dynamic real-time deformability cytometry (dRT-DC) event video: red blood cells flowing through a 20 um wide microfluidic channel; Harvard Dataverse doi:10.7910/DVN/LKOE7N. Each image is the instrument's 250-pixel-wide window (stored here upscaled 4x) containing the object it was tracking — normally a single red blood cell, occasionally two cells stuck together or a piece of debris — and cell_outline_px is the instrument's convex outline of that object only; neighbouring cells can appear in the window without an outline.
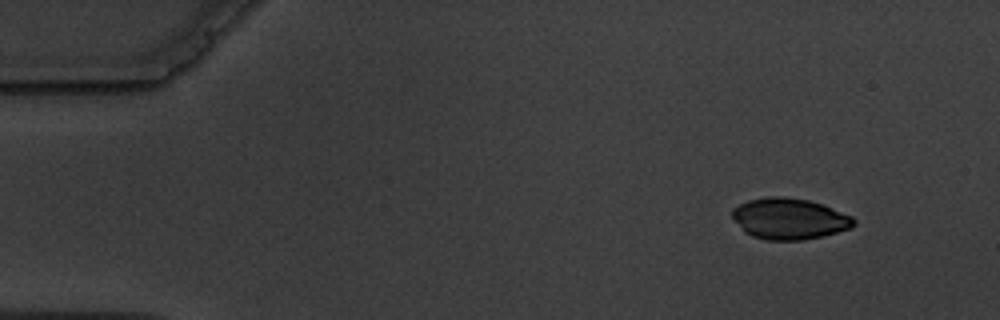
{"species": "common noctule bat (a hibernating species)", "species_latin": "Nyctalus noctula", "temperature_condition": "warm", "stored_images_in_passage": 2, "camera_frame_rate_fps": 3000, "um_per_image_px": 0.085, "animal": {"sex": "male", "body_mass_g": 19.5, "forearm_length_mm": 54.6}, "frame": {"image": 1, "passage_image": 2, "time_ms": 2.0, "image_size_px": [1000, 320], "cell_outline_px": [[856, 224], [852, 228], [820, 236], [800, 240], [764, 240], [752, 236], [744, 232], [732, 216], [732, 208], [748, 200], [768, 196], [784, 196], [808, 200], [824, 204], [852, 216], [856, 220]], "centroid_in_image_um": [67.1, 18.58], "position_along_channel_um": 17.9, "area_um2": 29.25}}